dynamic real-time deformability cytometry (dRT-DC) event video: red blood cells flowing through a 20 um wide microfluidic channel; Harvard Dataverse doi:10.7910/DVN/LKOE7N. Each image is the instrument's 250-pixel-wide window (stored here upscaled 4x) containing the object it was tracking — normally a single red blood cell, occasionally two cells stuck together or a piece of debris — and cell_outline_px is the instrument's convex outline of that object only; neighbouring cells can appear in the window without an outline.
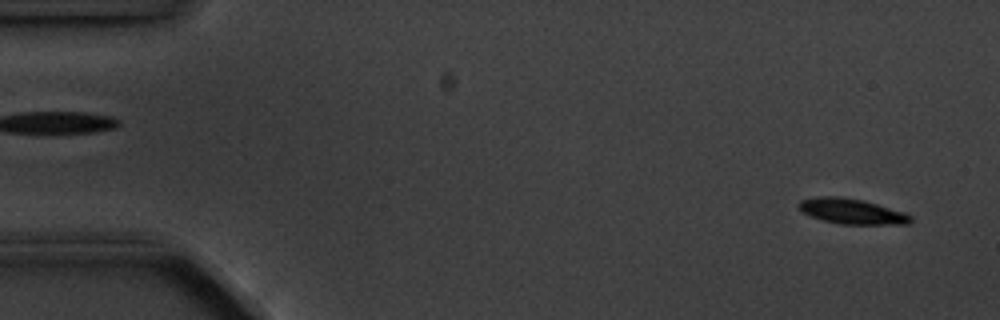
{"species": "common noctule bat (a hibernating species)", "species_latin": "Nyctalus noctula", "temperature_condition": "cold", "stored_images_in_passage": 6, "segment_of_instrument_passage": [2, 2], "camera_frame_rate_fps": 3000, "um_per_image_px": 0.085, "animal": {"sex": "male", "body_mass_g": 20.1, "forearm_length_mm": 53.5}, "frame": {"image": 1, "passage_image": 6, "time_ms": 5.667, "image_size_px": [1000, 320], "cell_outline_px": [[912, 220], [908, 224], [840, 224], [824, 220], [812, 216], [804, 212], [796, 204], [800, 200], [816, 196], [840, 196], [864, 200], [904, 212], [912, 216]], "centroid_in_image_um": [72.41, 17.95], "position_along_channel_um": 12.6, "area_um2": 16.47}}